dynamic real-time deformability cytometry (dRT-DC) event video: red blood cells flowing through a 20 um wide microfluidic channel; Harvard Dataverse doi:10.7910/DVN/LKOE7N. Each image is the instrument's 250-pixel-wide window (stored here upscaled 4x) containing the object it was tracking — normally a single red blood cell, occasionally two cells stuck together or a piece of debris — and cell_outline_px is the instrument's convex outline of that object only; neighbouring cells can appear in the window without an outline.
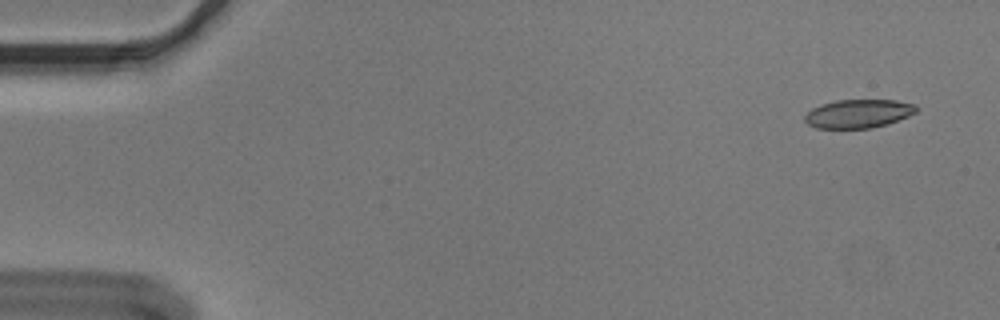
{"species": "Egyptian fruit bat (a non-hibernating species)", "species_latin": "Rousettus aegyptiacus", "temperature_condition": "cold", "stored_images_in_passage": 55, "camera_frame_rate_fps": 3000, "um_per_image_px": 0.085, "animal": {"sex": "male"}, "frame": {"image": 1, "passage_image": 3, "time_ms": 0.667, "image_size_px": [1000, 320], "cell_outline_px": [[916, 112], [908, 116], [888, 124], [872, 128], [816, 128], [808, 124], [804, 120], [804, 116], [812, 108], [820, 104], [836, 100], [896, 100], [916, 104]], "centroid_in_image_um": [72.95, 9.66], "position_along_channel_um": 12.0, "area_um2": 18.61}}
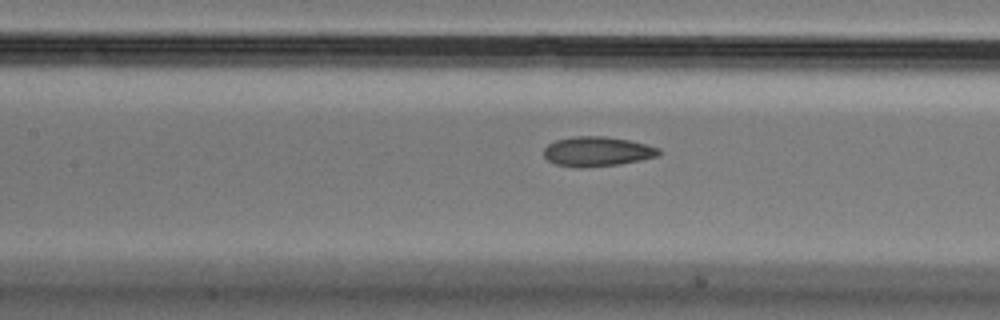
{"frame": {"image": 2, "passage_image": 25, "time_ms": 8.0, "image_size_px": [1000, 320], "cell_outline_px": [[660, 156], [620, 164], [584, 168], [576, 168], [556, 164], [548, 160], [544, 156], [544, 148], [548, 144], [556, 140], [572, 136], [604, 136], [628, 140], [660, 148]], "centroid_in_image_um": [50.75, 12.88], "position_along_channel_um": 156.7, "area_um2": 20.0}}
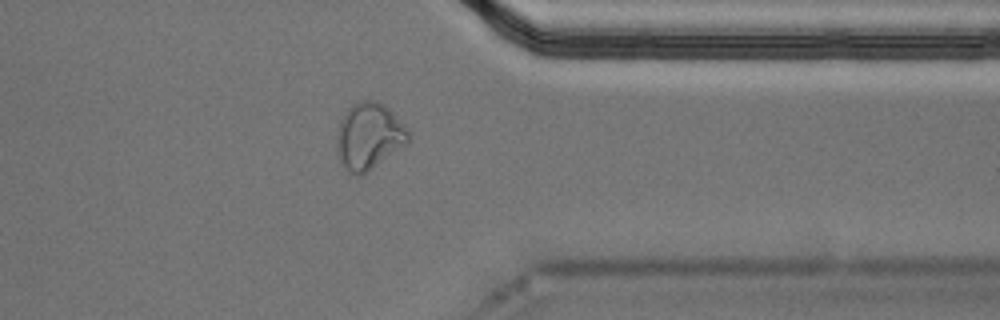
{"frame": {"image": 3, "passage_image": 44, "time_ms": 14.333, "image_size_px": [1000, 320], "cell_outline_px": [[412, 136], [404, 144], [368, 172], [360, 176], [356, 176], [340, 160], [336, 152], [336, 140], [340, 120], [348, 108], [352, 104], [360, 100], [376, 100], [384, 104], [392, 112]], "centroid_in_image_um": [31.33, 11.55], "position_along_channel_um": 380.1, "area_um2": 27.34}, "authors_computed_cell_mechanics": {"area_um2": 20.1144, "velocity_mm_per_s": 3.6231, "shape_relaxation_time_tau1_ms": null, "shape_relaxation_time_tau2_ms": 2.3192, "deformation_change_tau1": null, "deformation_change_tau2": 0.0662}}